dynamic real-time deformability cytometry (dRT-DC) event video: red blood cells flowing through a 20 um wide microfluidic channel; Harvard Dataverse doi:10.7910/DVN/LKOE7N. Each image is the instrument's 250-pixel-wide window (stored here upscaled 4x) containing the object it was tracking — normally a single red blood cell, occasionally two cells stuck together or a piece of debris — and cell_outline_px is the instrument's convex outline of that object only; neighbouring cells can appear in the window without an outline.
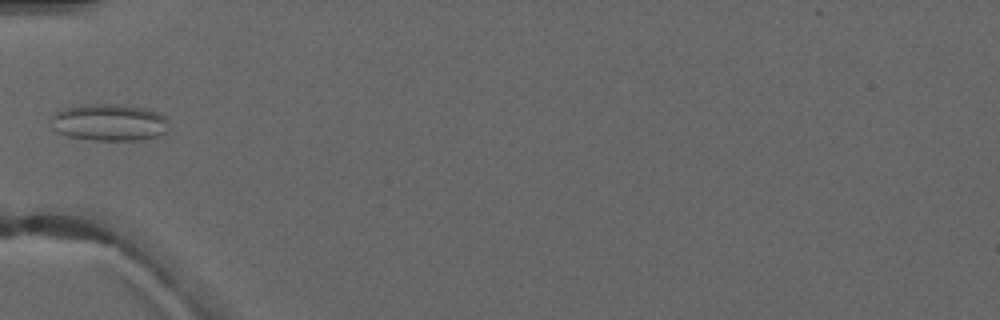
{"species": "common noctule bat (a hibernating species)", "species_latin": "Nyctalus noctula", "temperature_condition": "warm", "stored_images_in_passage": 3, "camera_frame_rate_fps": 3000, "um_per_image_px": 0.085, "animal": {"sex": "male", "forearm_length_mm": 52.5}, "frame": {"image": 1, "passage_image": 3, "time_ms": 3.0, "image_size_px": [1000, 320], "cell_outline_px": [[168, 132], [144, 140], [96, 140], [68, 136], [56, 132], [52, 128], [52, 116], [56, 112], [64, 108], [84, 104], [120, 104], [144, 108], [160, 112], [168, 120]], "centroid_in_image_um": [9.31, 10.4], "position_along_channel_um": 75.7, "area_um2": 25.61}}